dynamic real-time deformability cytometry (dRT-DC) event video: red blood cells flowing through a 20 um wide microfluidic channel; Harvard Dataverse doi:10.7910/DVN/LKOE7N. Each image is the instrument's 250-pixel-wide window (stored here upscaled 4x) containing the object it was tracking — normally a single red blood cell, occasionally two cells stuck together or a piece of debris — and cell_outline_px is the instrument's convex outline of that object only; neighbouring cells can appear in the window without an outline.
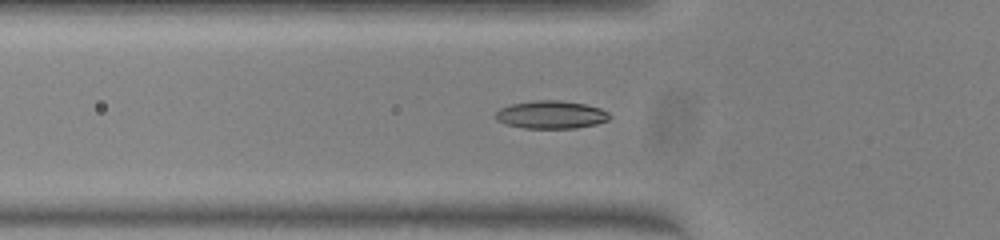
{"species": "common noctule bat (a hibernating species)", "species_latin": "Nyctalus noctula", "temperature_condition": "warm", "stored_images_in_passage": 36, "camera_frame_rate_fps": 3000, "um_per_image_px": 0.085, "animal": {"sex": "female", "body_mass_g": 23.0, "forearm_length_mm": 53.4}, "frame": {"image": 1, "passage_image": 3, "time_ms": 0.667, "image_size_px": [1000, 240], "cell_outline_px": [[612, 116], [608, 120], [596, 124], [576, 128], [524, 128], [508, 124], [496, 120], [492, 116], [500, 108], [512, 104], [536, 100], [560, 100], [584, 104], [600, 108], [608, 112]], "centroid_in_image_um": [46.84, 9.75], "position_along_channel_um": 79.0, "area_um2": 18.55}}
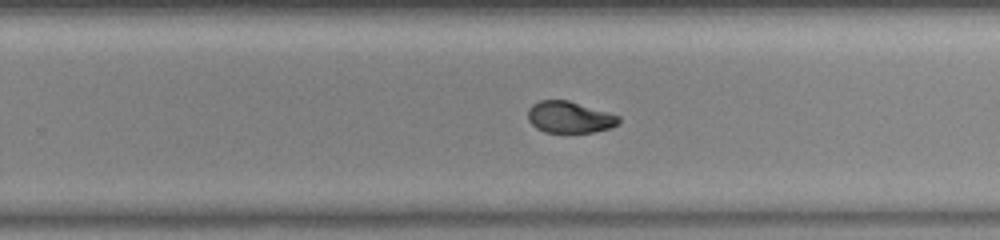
{"frame": {"image": 2, "passage_image": 18, "time_ms": 5.667, "image_size_px": [1000, 240], "cell_outline_px": [[620, 120], [612, 128], [592, 132], [544, 132], [536, 128], [528, 120], [528, 108], [532, 104], [540, 100], [568, 100], [620, 116]], "centroid_in_image_um": [48.39, 9.96], "position_along_channel_um": 281.4, "area_um2": 16.65}}
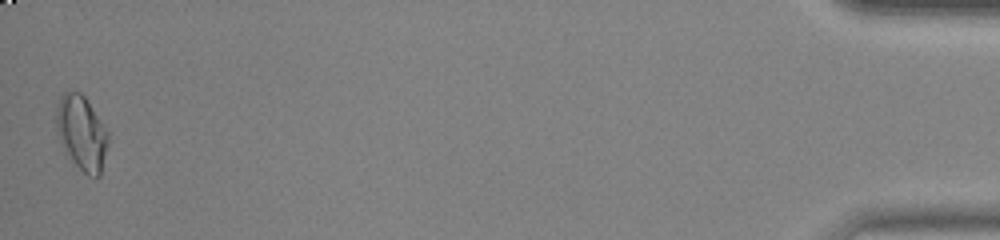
{"frame": {"image": 3, "passage_image": 36, "time_ms": 11.667, "image_size_px": [1000, 240], "cell_outline_px": [[108, 144], [100, 176], [88, 176], [64, 152], [56, 132], [56, 104], [60, 96], [64, 92], [80, 92], [84, 96], [108, 132]], "centroid_in_image_um": [6.91, 11.29], "position_along_channel_um": 428.3, "area_um2": 22.43}, "authors_computed_cell_mechanics": {"area_um2": 17.7446, "velocity_mm_per_s": 4.0417, "shape_relaxation_time_tau1_ms": 5.0827, "shape_relaxation_time_tau2_ms": 1.8331, "deformation_change_tau1": 0.1601, "deformation_change_tau2": 0.0525}}